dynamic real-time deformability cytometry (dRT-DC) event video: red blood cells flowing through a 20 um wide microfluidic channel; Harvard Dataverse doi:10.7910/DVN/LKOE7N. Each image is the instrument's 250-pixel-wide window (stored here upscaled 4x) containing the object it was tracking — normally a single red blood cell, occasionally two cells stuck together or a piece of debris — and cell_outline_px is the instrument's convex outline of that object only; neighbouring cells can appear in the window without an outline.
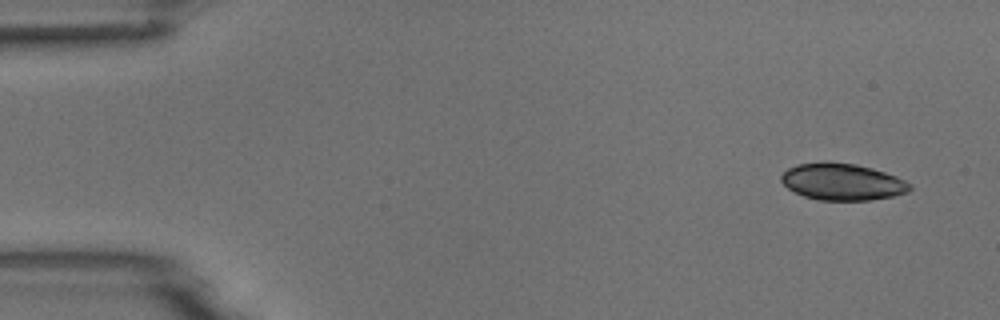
{"species": "common noctule bat (a hibernating species)", "species_latin": "Nyctalus noctula", "temperature_condition": "room temperature", "stored_images_in_passage": 7, "camera_frame_rate_fps": 3000, "um_per_image_px": 0.085, "animal": {"sex": "male", "body_mass_g": 18.8}, "frame": {"image": 1, "passage_image": 1, "time_ms": 0.0, "image_size_px": [1000, 320], "cell_outline_px": [[912, 188], [908, 192], [892, 196], [872, 200], [816, 200], [804, 196], [788, 188], [780, 180], [780, 176], [788, 168], [796, 164], [828, 160], [856, 164], [872, 168], [896, 176], [912, 184]], "centroid_in_image_um": [71.59, 15.44], "position_along_channel_um": 13.4, "area_um2": 27.86}}
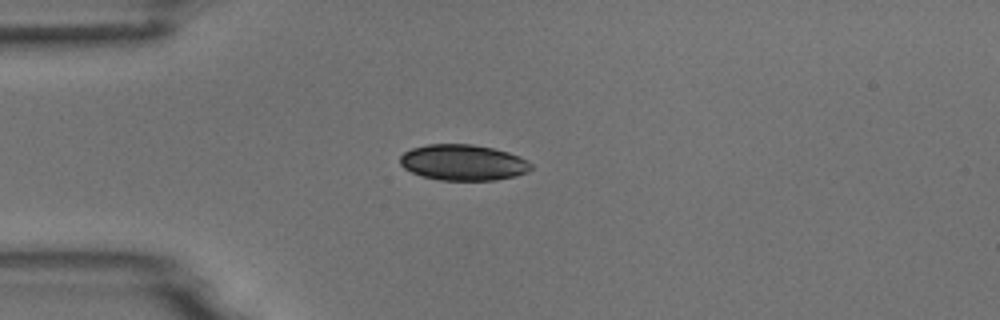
{"frame": {"image": 2, "passage_image": 3, "time_ms": 3.333, "image_size_px": [1000, 320], "cell_outline_px": [[532, 168], [528, 172], [516, 176], [496, 180], [440, 180], [424, 176], [412, 172], [404, 168], [400, 164], [400, 156], [404, 152], [412, 148], [428, 144], [472, 144], [492, 148], [508, 152], [520, 156], [528, 160], [532, 164]], "centroid_in_image_um": [39.4, 13.81], "position_along_channel_um": 45.6, "area_um2": 27.46}}